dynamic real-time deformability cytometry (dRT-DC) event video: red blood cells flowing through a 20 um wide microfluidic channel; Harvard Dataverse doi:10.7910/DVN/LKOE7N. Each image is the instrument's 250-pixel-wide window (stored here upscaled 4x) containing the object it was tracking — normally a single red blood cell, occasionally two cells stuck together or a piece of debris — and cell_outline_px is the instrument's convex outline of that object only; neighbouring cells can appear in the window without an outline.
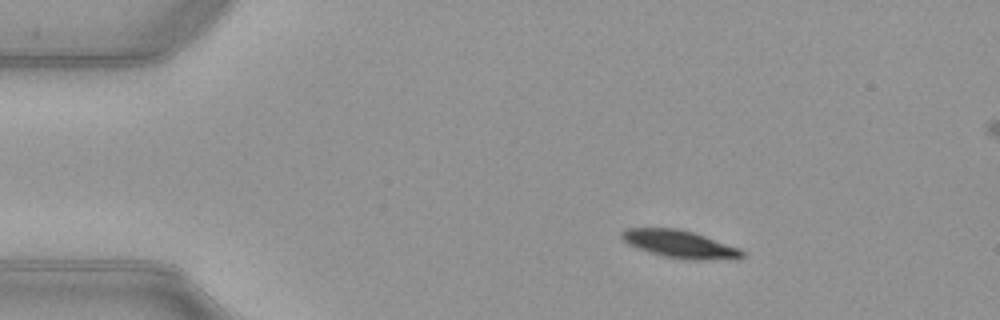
{"species": "common noctule bat (a hibernating species)", "species_latin": "Nyctalus noctula", "temperature_condition": "warm", "stored_images_in_passage": 45, "camera_frame_rate_fps": 3000, "um_per_image_px": 0.085, "animal": {"sex": "female", "body_mass_g": 21.9}, "frame": {"image": 1, "passage_image": 1, "time_ms": 0.0, "image_size_px": [1000, 320], "cell_outline_px": [[744, 256], [740, 260], [684, 260], [664, 256], [648, 252], [636, 248], [620, 240], [620, 232], [624, 228], [676, 228], [692, 232], [740, 248], [744, 252]], "centroid_in_image_um": [57.78, 20.77], "position_along_channel_um": 27.2, "area_um2": 19.83}}
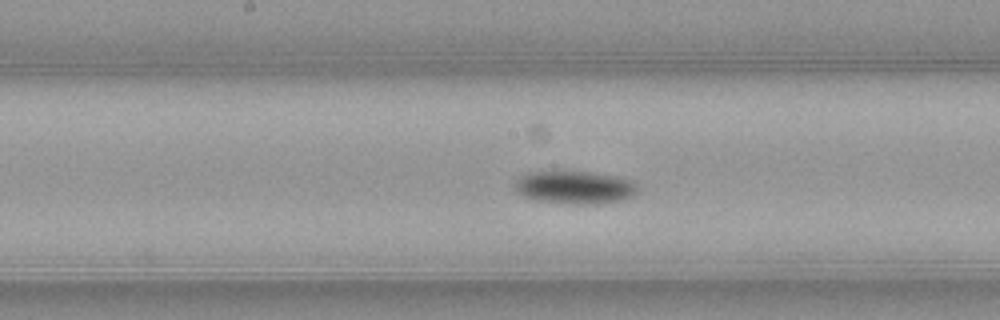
{"frame": {"image": 2, "passage_image": 19, "time_ms": 6.0, "image_size_px": [1000, 320], "cell_outline_px": [[640, 192], [624, 200], [600, 204], [572, 204], [532, 200], [520, 196], [516, 192], [516, 180], [520, 176], [528, 172], [592, 172], [616, 176], [632, 180], [640, 188]], "centroid_in_image_um": [48.89, 15.95], "position_along_channel_um": 199.3, "area_um2": 23.99}}
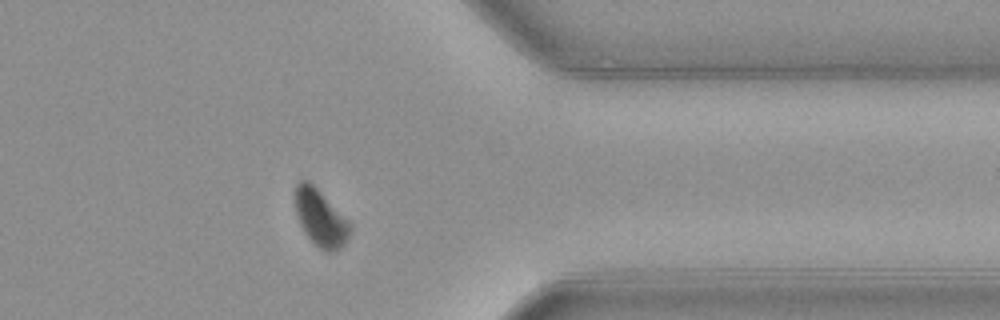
{"frame": {"image": 3, "passage_image": 34, "time_ms": 11.0, "image_size_px": [1000, 320], "cell_outline_px": [[352, 228], [348, 240], [336, 252], [328, 252], [320, 248], [304, 232], [300, 224], [296, 212], [292, 196], [296, 184], [300, 180], [308, 180], [348, 220]], "centroid_in_image_um": [27.22, 18.52], "position_along_channel_um": 384.2, "area_um2": 18.21}, "authors_computed_cell_mechanics": {"area_um2": 20.9236, "velocity_mm_per_s": 3.9576, "shape_relaxation_time_tau1_ms": 1.7987, "shape_relaxation_time_tau2_ms": null, "deformation_change_tau1": 0.0964, "deformation_change_tau2": null}}